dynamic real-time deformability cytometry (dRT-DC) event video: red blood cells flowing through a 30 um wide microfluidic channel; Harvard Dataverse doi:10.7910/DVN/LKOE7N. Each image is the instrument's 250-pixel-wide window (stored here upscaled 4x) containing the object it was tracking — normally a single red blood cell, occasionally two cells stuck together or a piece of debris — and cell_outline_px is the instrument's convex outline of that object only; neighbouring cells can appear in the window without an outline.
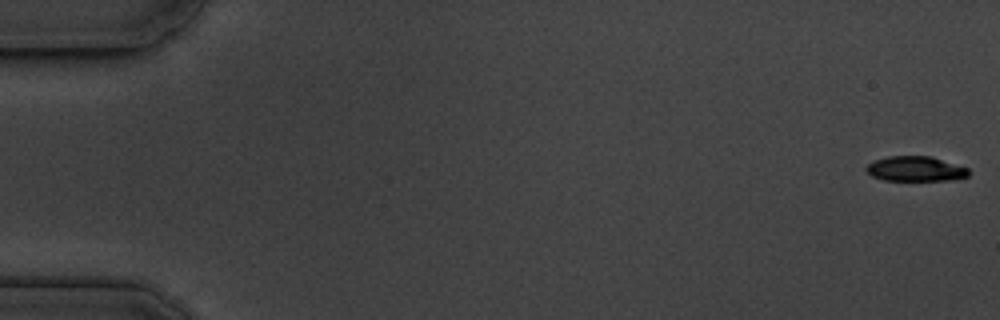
{"species": "common noctule bat (a hibernating species)", "species_latin": "Nyctalus noctula", "temperature_condition": "cold", "stored_images_in_passage": 56, "camera_frame_rate_fps": 3000, "um_per_image_px": 0.085, "animal": {"sex": "male", "body_mass_g": 19.5, "forearm_length_mm": 54.6}, "frame": {"image": 1, "passage_image": 1, "time_ms": 0.0, "image_size_px": [1000, 320], "cell_outline_px": [[968, 176], [952, 180], [884, 180], [872, 176], [864, 168], [868, 164], [876, 160], [888, 156], [932, 156], [968, 168]], "centroid_in_image_um": [77.82, 14.35], "position_along_channel_um": 7.2, "area_um2": 14.8}}
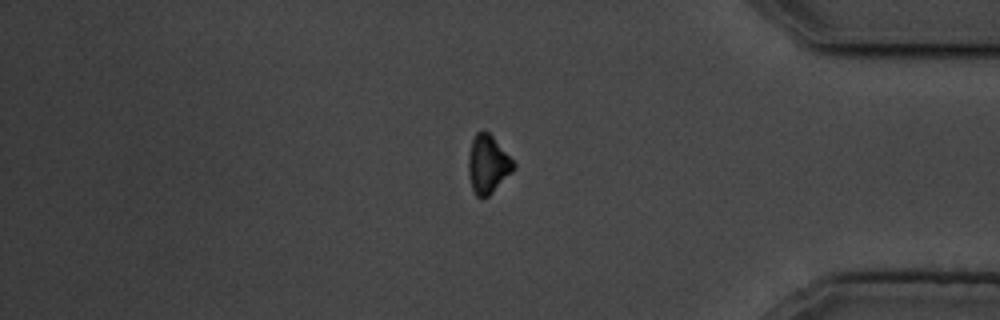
{"frame": {"image": 2, "passage_image": 47, "time_ms": 15.333, "image_size_px": [1000, 320], "cell_outline_px": [[516, 168], [488, 196], [480, 200], [476, 196], [472, 188], [468, 176], [468, 156], [472, 140], [476, 132], [488, 132], [492, 136], [516, 164]], "centroid_in_image_um": [41.45, 14.0], "position_along_channel_um": 393.8, "area_um2": 15.26}}
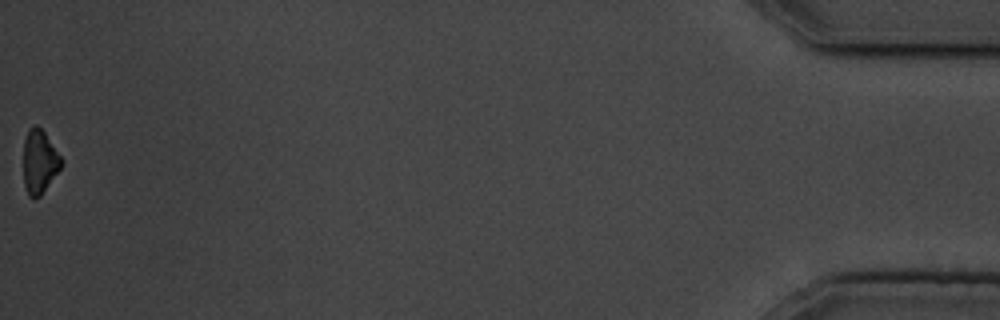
{"frame": {"image": 3, "passage_image": 56, "time_ms": 18.333, "image_size_px": [1000, 320], "cell_outline_px": [[64, 160], [60, 168], [40, 196], [28, 196], [24, 184], [24, 140], [28, 128], [36, 124], [44, 132]], "centroid_in_image_um": [3.35, 13.71], "position_along_channel_um": 431.8, "area_um2": 13.87}, "authors_computed_cell_mechanics": {"area_um2": 16.6753, "velocity_mm_per_s": 3.6482, "shape_relaxation_time_tau1_ms": 2.26, "shape_relaxation_time_tau2_ms": null, "deformation_change_tau1": 0.1004, "deformation_change_tau2": null}}